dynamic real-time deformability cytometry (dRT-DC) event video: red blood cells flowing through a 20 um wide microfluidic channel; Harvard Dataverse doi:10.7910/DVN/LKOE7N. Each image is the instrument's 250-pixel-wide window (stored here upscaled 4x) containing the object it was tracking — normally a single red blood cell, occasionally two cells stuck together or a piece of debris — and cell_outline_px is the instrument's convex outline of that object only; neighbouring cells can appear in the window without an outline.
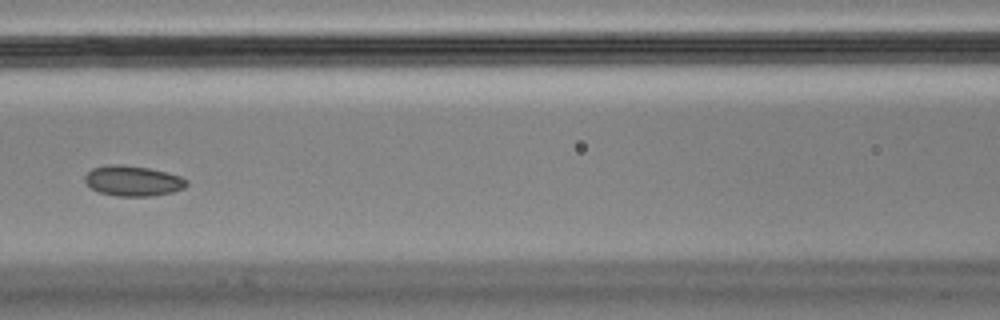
{"species": "Egyptian fruit bat (a non-hibernating species)", "species_latin": "Rousettus aegyptiacus", "temperature_condition": "cold", "stored_images_in_passage": 13, "camera_frame_rate_fps": 3000, "um_per_image_px": 0.085, "animal": {"sex": "male"}, "frame": {"image": 1, "passage_image": 4, "time_ms": 1.0, "image_size_px": [1000, 320], "cell_outline_px": [[188, 184], [184, 188], [172, 192], [152, 196], [116, 196], [100, 192], [92, 188], [84, 180], [84, 176], [92, 168], [108, 164], [124, 164], [148, 168], [180, 176], [188, 180]], "centroid_in_image_um": [11.29, 15.37], "position_along_channel_um": 155.3, "area_um2": 17.98}}